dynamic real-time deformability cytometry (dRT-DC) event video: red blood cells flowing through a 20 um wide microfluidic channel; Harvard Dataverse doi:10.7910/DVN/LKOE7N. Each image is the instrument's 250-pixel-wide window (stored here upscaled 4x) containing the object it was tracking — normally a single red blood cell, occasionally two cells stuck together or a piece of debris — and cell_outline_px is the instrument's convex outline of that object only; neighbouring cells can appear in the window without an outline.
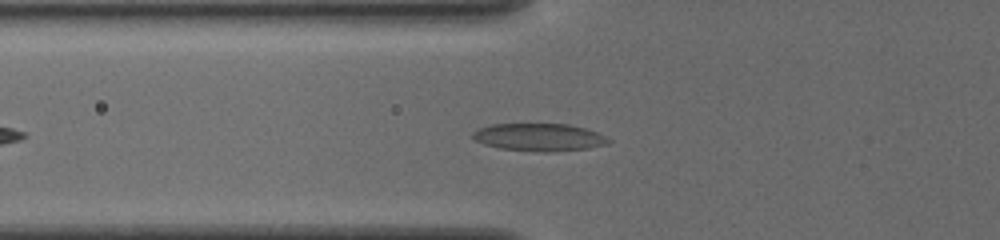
{"species": "common noctule bat (a hibernating species)", "species_latin": "Nyctalus noctula", "temperature_condition": "cold", "stored_images_in_passage": 40, "camera_frame_rate_fps": 3000, "um_per_image_px": 0.085, "animal": {"sex": "female", "body_mass_g": 19.5, "forearm_length_mm": 54.1}, "frame": {"image": 1, "passage_image": 9, "time_ms": 2.667, "image_size_px": [1000, 240], "cell_outline_px": [[612, 140], [608, 144], [588, 148], [552, 152], [544, 152], [500, 148], [484, 144], [476, 140], [472, 136], [472, 132], [476, 128], [492, 124], [568, 124], [584, 128], [596, 132]], "centroid_in_image_um": [45.81, 11.66], "position_along_channel_um": 80.0, "area_um2": 21.79}}
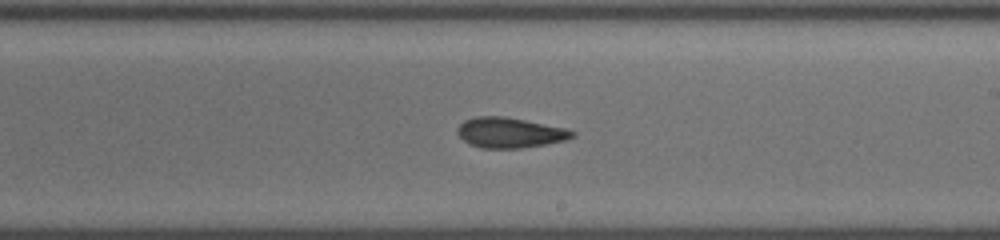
{"frame": {"image": 2, "passage_image": 22, "time_ms": 7.0, "image_size_px": [1000, 240], "cell_outline_px": [[576, 136], [564, 140], [544, 144], [520, 148], [480, 148], [468, 144], [456, 132], [456, 128], [464, 120], [476, 116], [504, 116], [568, 128], [576, 132]], "centroid_in_image_um": [43.32, 11.27], "position_along_channel_um": 245.7, "area_um2": 20.4}}
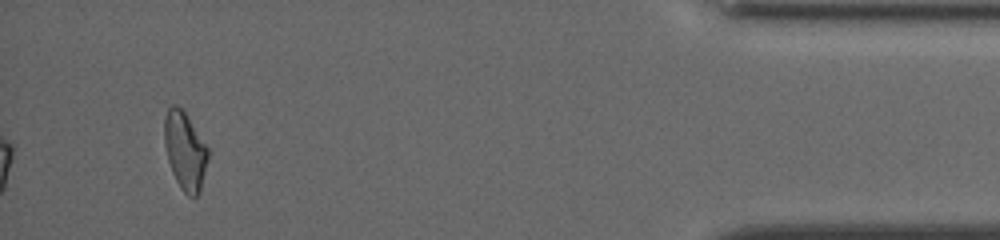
{"frame": {"image": 3, "passage_image": 40, "time_ms": 13.0, "image_size_px": [1000, 240], "cell_outline_px": [[208, 160], [200, 192], [192, 200], [180, 188], [172, 172], [168, 160], [164, 140], [164, 120], [168, 108], [172, 104], [176, 104], [184, 112], [208, 148]], "centroid_in_image_um": [15.72, 12.86], "position_along_channel_um": 419.5, "area_um2": 19.71}, "authors_computed_cell_mechanics": {"area_um2": 20.3745, "velocity_mm_per_s": 3.8298, "shape_relaxation_time_tau1_ms": 7.7062, "shape_relaxation_time_tau2_ms": 6.6268, "deformation_change_tau1": 0.152, "deformation_change_tau2": 0.1474}}